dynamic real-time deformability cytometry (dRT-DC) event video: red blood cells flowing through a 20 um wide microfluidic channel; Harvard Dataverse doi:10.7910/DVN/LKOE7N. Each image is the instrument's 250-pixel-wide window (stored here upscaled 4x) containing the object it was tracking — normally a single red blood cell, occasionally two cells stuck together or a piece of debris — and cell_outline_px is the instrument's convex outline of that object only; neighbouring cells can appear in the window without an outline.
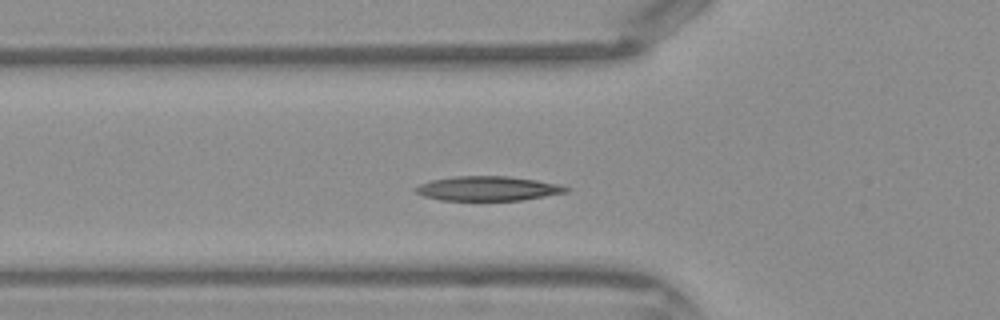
{"species": "Egyptian fruit bat (a non-hibernating species)", "species_latin": "Rousettus aegyptiacus", "temperature_condition": "warm", "stored_images_in_passage": 36, "segment_of_instrument_passage": [1, 2], "camera_frame_rate_fps": 3000, "um_per_image_px": 0.085, "frame": {"image": 1, "passage_image": 6, "time_ms": 1.667, "image_size_px": [1000, 320], "cell_outline_px": [[572, 188], [568, 192], [524, 200], [440, 200], [424, 196], [416, 192], [412, 188], [420, 184], [432, 180], [456, 176], [508, 176], [536, 180], [560, 184]], "centroid_in_image_um": [41.51, 16.02], "position_along_channel_um": 84.3, "area_um2": 21.56}}
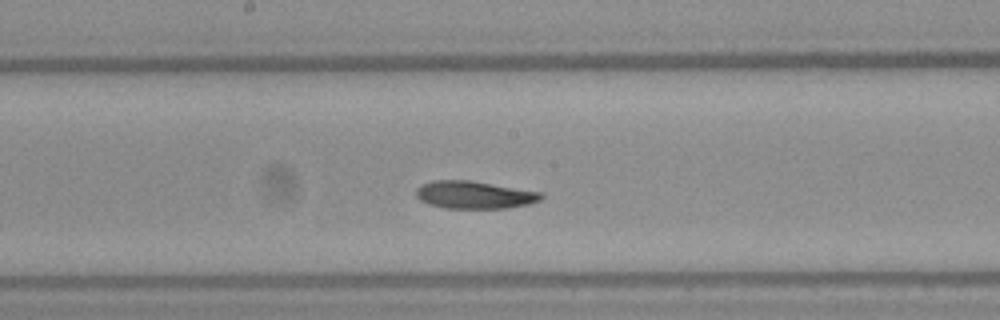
{"frame": {"image": 2, "passage_image": 14, "time_ms": 4.333, "image_size_px": [1000, 320], "cell_outline_px": [[544, 196], [540, 200], [528, 204], [508, 208], [444, 208], [428, 204], [420, 200], [416, 196], [416, 188], [420, 184], [432, 180], [468, 180], [544, 192]], "centroid_in_image_um": [40.31, 16.56], "position_along_channel_um": 207.9, "area_um2": 20.29}}
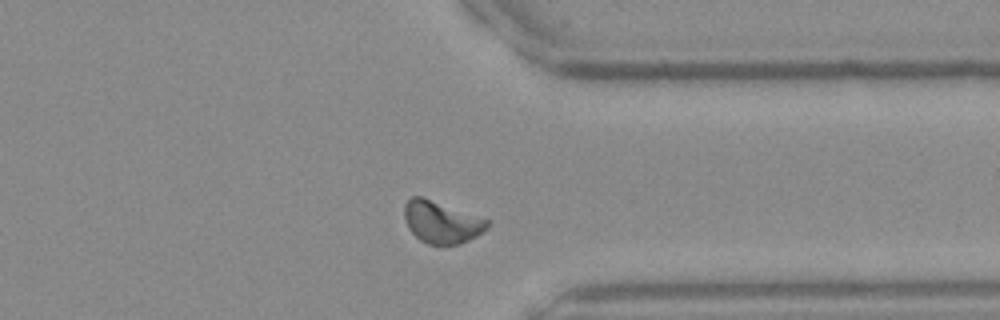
{"frame": {"image": 3, "passage_image": 25, "time_ms": 8.0, "image_size_px": [1000, 320], "cell_outline_px": [[488, 228], [476, 236], [460, 244], [428, 244], [420, 240], [408, 228], [404, 216], [404, 204], [412, 196], [424, 196], [488, 220]], "centroid_in_image_um": [37.5, 18.86], "position_along_channel_um": 373.9, "area_um2": 20.23}}